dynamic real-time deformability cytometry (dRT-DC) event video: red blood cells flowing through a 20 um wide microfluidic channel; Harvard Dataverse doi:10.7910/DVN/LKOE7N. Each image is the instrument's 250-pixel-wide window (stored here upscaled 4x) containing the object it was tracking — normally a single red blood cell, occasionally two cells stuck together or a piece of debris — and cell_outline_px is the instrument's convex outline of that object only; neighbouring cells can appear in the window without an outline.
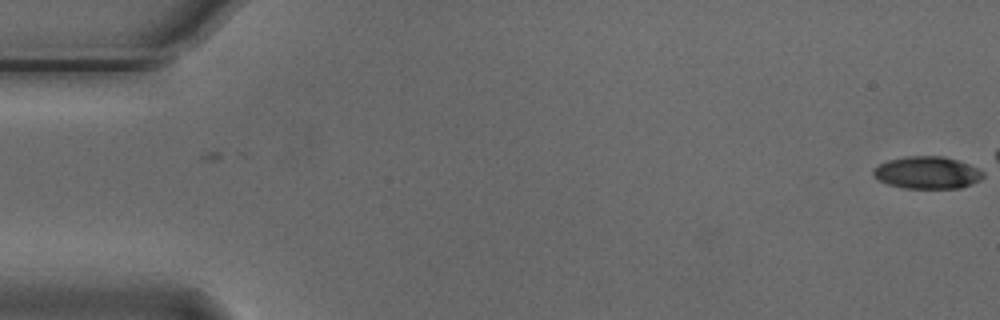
{"species": "Egyptian fruit bat (a non-hibernating species)", "species_latin": "Rousettus aegyptiacus", "temperature_condition": "cold", "stored_images_in_passage": 5, "camera_frame_rate_fps": 3000, "um_per_image_px": 0.085, "animal": {"sex": "male"}, "frame": {"image": 1, "passage_image": 5, "time_ms": 1.333, "image_size_px": [1000, 320], "cell_outline_px": [[984, 176], [980, 180], [972, 184], [960, 188], [904, 188], [888, 184], [872, 176], [872, 172], [880, 164], [888, 160], [908, 156], [944, 156], [968, 164], [984, 172]], "centroid_in_image_um": [78.82, 14.68], "position_along_channel_um": 6.2, "area_um2": 20.52}}